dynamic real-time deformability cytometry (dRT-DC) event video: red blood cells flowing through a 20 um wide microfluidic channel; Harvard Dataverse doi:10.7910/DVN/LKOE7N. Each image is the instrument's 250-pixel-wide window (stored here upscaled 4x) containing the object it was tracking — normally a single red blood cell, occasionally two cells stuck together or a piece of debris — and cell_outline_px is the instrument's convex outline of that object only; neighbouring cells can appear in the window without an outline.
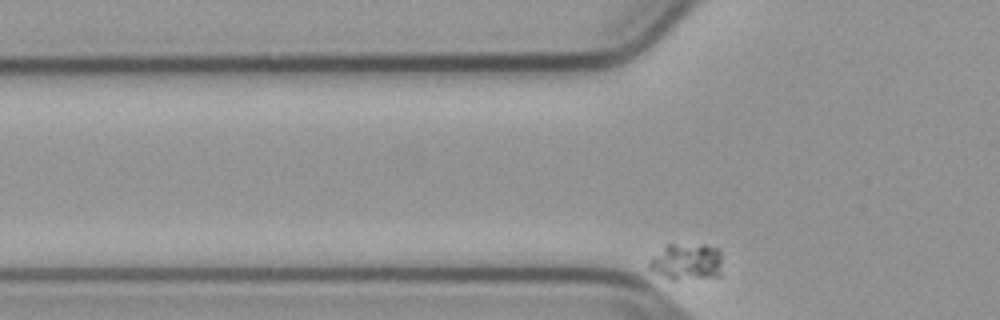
{"species": "common noctule bat (a hibernating species)", "species_latin": "Nyctalus noctula", "temperature_condition": "cold", "stored_images_in_passage": 40, "segment_of_instrument_passage": [2, 2], "camera_frame_rate_fps": 3000, "um_per_image_px": 0.085, "animal": {"sex": "male", "body_mass_g": 23.1, "forearm_length_mm": 52.7}, "frame": {"image": 1, "passage_image": 7, "time_ms": 2.0, "image_size_px": [1000, 320], "cell_outline_px": [[720, 276], [676, 280], [672, 280], [648, 268], [648, 260], [668, 244], [704, 244], [716, 248], [720, 252]], "centroid_in_image_um": [58.35, 22.24], "position_along_channel_um": 67.4, "area_um2": 15.55}}
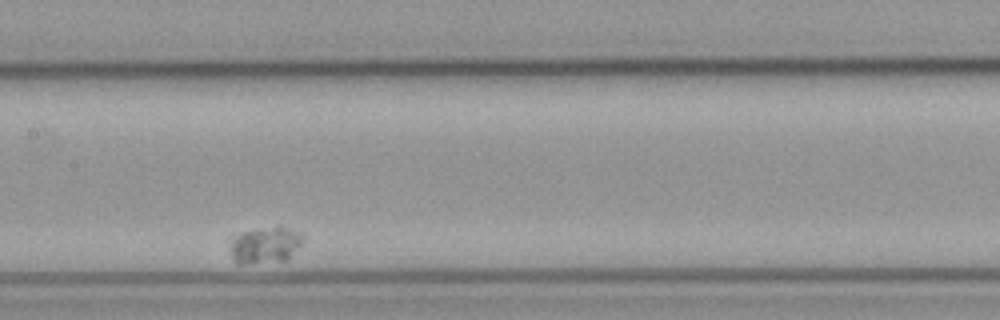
{"frame": {"image": 2, "passage_image": 20, "time_ms": 6.333, "image_size_px": [1000, 320], "cell_outline_px": [[300, 244], [288, 260], [244, 264], [236, 264], [232, 256], [228, 236], [256, 228], [276, 224], [280, 224], [296, 232], [300, 236]], "centroid_in_image_um": [22.44, 20.8], "position_along_channel_um": 185.0, "area_um2": 15.84}}
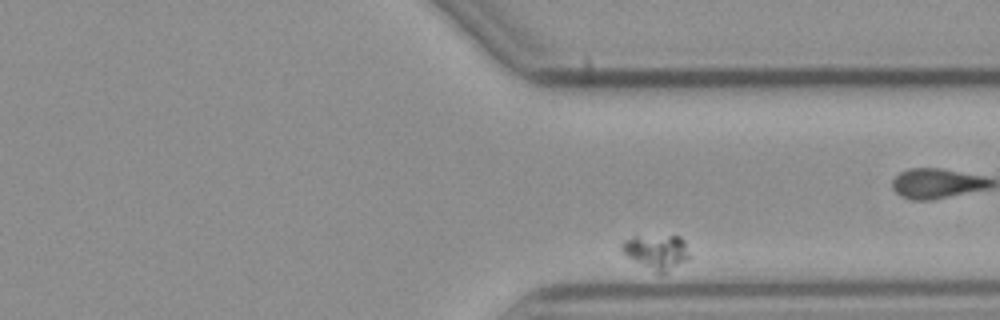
{"frame": {"image": 3, "passage_image": 38, "time_ms": 12.333, "image_size_px": [1000, 320], "cell_outline_px": [[692, 256], [688, 260], [664, 272], [656, 272], [628, 256], [620, 248], [620, 244], [624, 240], [636, 236], [680, 236], [684, 240]], "centroid_in_image_um": [55.86, 21.37], "position_along_channel_um": 355.5, "area_um2": 13.41}}